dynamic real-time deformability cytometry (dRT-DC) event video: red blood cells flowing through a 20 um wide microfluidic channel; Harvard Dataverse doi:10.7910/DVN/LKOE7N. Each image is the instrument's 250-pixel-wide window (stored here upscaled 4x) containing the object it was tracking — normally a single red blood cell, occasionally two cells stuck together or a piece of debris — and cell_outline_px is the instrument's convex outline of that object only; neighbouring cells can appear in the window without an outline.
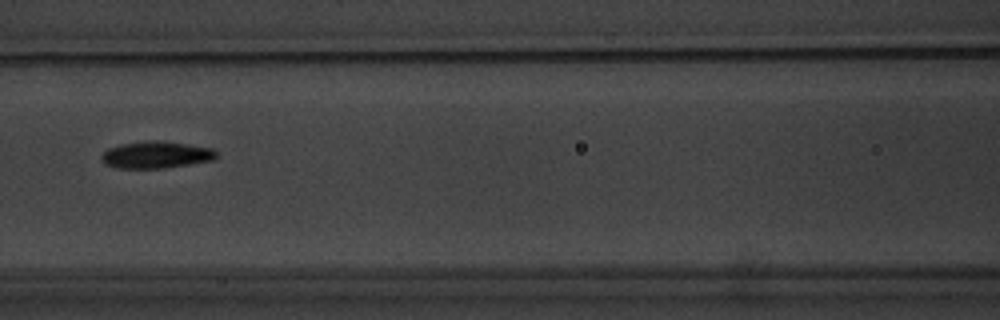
{"species": "common noctule bat (a hibernating species)", "species_latin": "Nyctalus noctula", "temperature_condition": "warm", "stored_images_in_passage": 7, "camera_frame_rate_fps": 3000, "um_per_image_px": 0.085, "animal": {"sex": "male", "body_mass_g": 20.1, "forearm_length_mm": 53.5}, "frame": {"image": 1, "passage_image": 5, "time_ms": 4.667, "image_size_px": [1000, 320], "cell_outline_px": [[220, 156], [216, 160], [164, 168], [116, 168], [104, 164], [100, 160], [100, 156], [108, 148], [120, 144], [152, 140], [160, 140], [188, 144], [212, 148]], "centroid_in_image_um": [13.28, 13.16], "position_along_channel_um": 153.3, "area_um2": 18.32}}
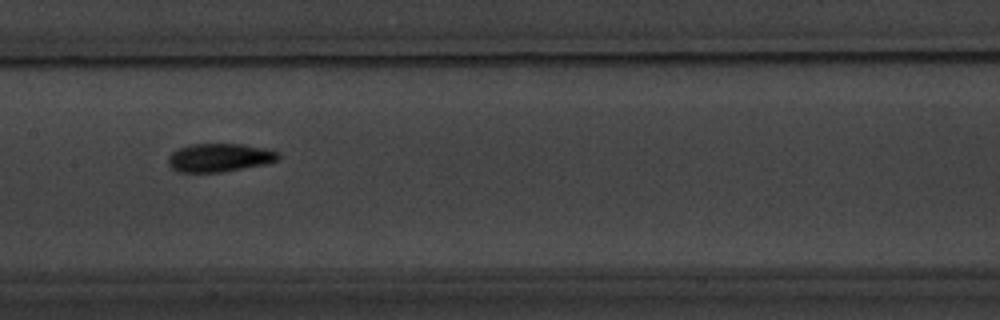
{"frame": {"image": 2, "passage_image": 6, "time_ms": 5.667, "image_size_px": [1000, 320], "cell_outline_px": [[280, 160], [264, 164], [220, 172], [180, 172], [172, 168], [168, 164], [168, 156], [172, 152], [188, 144], [244, 144], [268, 148], [280, 152]], "centroid_in_image_um": [18.69, 13.38], "position_along_channel_um": 188.7, "area_um2": 18.32}}